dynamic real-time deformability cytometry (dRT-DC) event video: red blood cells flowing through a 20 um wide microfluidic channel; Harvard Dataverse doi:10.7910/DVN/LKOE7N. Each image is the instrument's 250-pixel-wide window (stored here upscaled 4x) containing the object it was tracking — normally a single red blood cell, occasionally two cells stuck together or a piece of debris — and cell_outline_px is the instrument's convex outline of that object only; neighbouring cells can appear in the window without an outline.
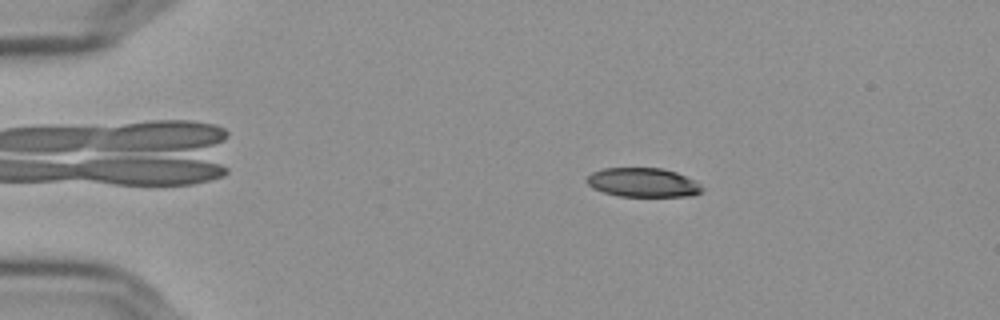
{"species": "Egyptian fruit bat (a non-hibernating species)", "species_latin": "Rousettus aegyptiacus", "temperature_condition": "cold", "stored_images_in_passage": 58, "camera_frame_rate_fps": 3000, "um_per_image_px": 0.085, "frame": {"image": 1, "passage_image": 11, "time_ms": 3.333, "image_size_px": [1000, 320], "cell_outline_px": [[704, 188], [700, 192], [692, 196], [620, 196], [604, 192], [592, 188], [588, 184], [588, 176], [592, 172], [604, 168], [664, 168], [676, 172], [696, 180]], "centroid_in_image_um": [54.69, 15.51], "position_along_channel_um": 30.3, "area_um2": 19.54}}
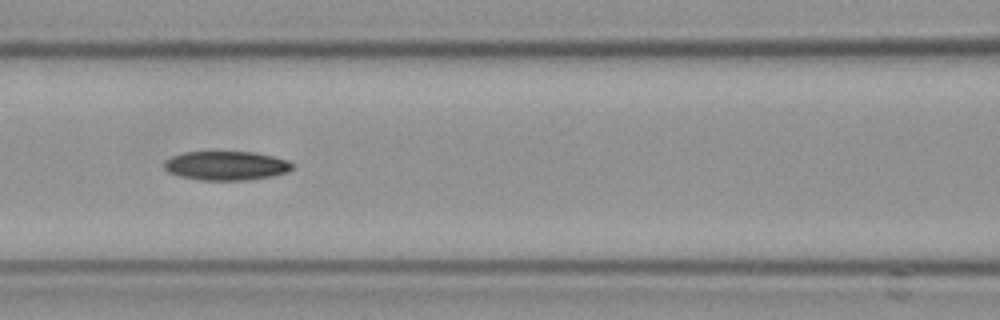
{"frame": {"image": 2, "passage_image": 26, "time_ms": 8.333, "image_size_px": [1000, 320], "cell_outline_px": [[292, 168], [288, 172], [272, 176], [244, 180], [200, 180], [180, 176], [168, 172], [164, 168], [164, 160], [172, 156], [184, 152], [256, 152], [288, 160], [292, 164]], "centroid_in_image_um": [19.21, 14.08], "position_along_channel_um": 147.4, "area_um2": 21.68}}
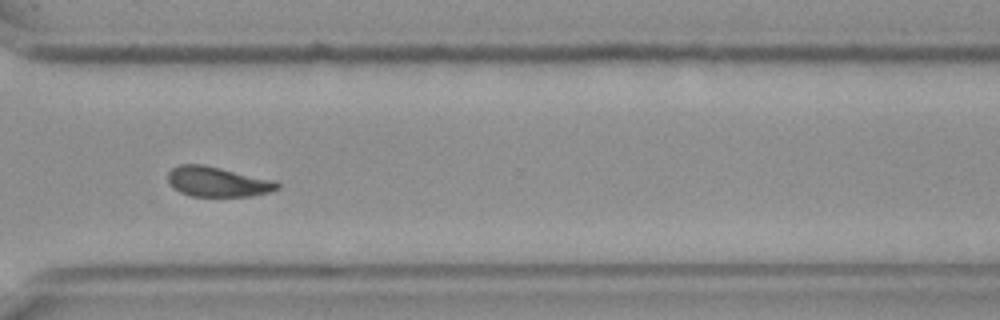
{"frame": {"image": 3, "passage_image": 43, "time_ms": 14.0, "image_size_px": [1000, 320], "cell_outline_px": [[280, 188], [272, 192], [252, 196], [192, 196], [180, 192], [172, 188], [168, 180], [168, 172], [172, 168], [180, 164], [204, 164], [276, 180], [280, 184]], "centroid_in_image_um": [18.53, 15.44], "position_along_channel_um": 352.1, "area_um2": 19.42}, "authors_computed_cell_mechanics": {"area_um2": 21.0103, "velocity_mm_per_s": 3.6201, "shape_relaxation_time_tau1_ms": 7.1044, "shape_relaxation_time_tau2_ms": 9.3065, "deformation_change_tau1": 0.1385, "deformation_change_tau2": 0.1849}}